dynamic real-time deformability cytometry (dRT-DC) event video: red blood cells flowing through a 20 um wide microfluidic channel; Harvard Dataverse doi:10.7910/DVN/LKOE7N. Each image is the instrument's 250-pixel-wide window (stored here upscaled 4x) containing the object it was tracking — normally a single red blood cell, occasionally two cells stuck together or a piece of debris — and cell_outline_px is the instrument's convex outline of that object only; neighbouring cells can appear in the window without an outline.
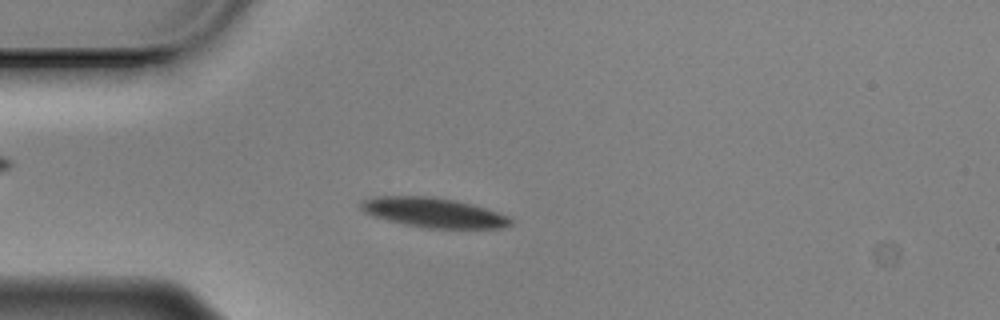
{"species": "Egyptian fruit bat (a non-hibernating species)", "species_latin": "Rousettus aegyptiacus", "temperature_condition": "cold", "stored_images_in_passage": 56, "camera_frame_rate_fps": 3000, "um_per_image_px": 0.085, "animal": {"sex": "male"}, "frame": {"image": 1, "passage_image": 13, "time_ms": 4.0, "image_size_px": [1000, 320], "cell_outline_px": [[512, 224], [500, 228], [424, 228], [404, 224], [372, 216], [364, 212], [360, 208], [360, 204], [364, 200], [376, 196], [432, 196], [456, 200], [472, 204], [508, 216], [512, 220]], "centroid_in_image_um": [36.83, 18.07], "position_along_channel_um": 48.2, "area_um2": 25.84}}
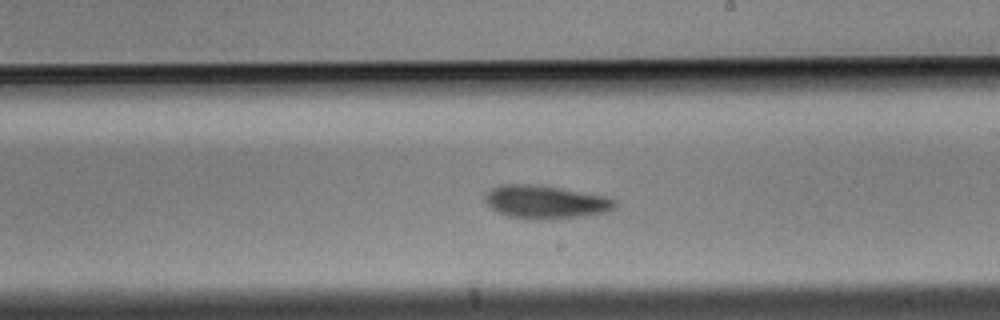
{"frame": {"image": 2, "passage_image": 31, "time_ms": 10.0, "image_size_px": [1000, 320], "cell_outline_px": [[616, 208], [608, 212], [580, 216], [544, 220], [532, 220], [508, 216], [496, 212], [484, 200], [484, 196], [492, 188], [504, 184], [532, 184], [560, 188], [608, 196], [616, 200]], "centroid_in_image_um": [46.39, 17.18], "position_along_channel_um": 242.6, "area_um2": 25.32}}
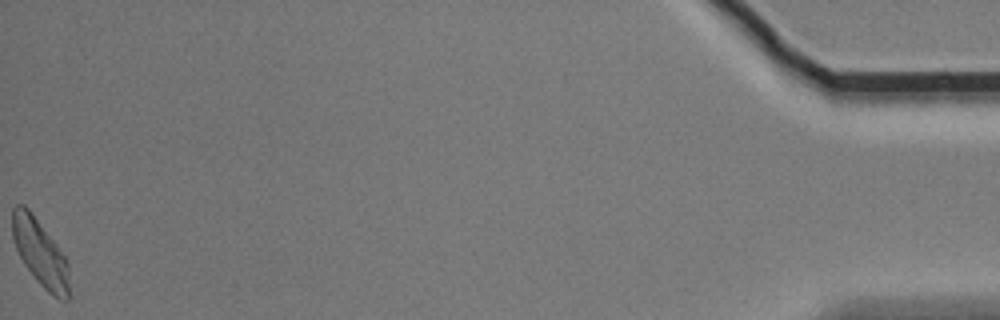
{"frame": {"image": 3, "passage_image": 56, "time_ms": 18.333, "image_size_px": [1000, 320], "cell_outline_px": [[68, 300], [60, 300], [52, 296], [40, 284], [24, 264], [16, 248], [12, 236], [12, 208], [16, 204], [24, 204], [28, 208], [56, 244], [64, 256], [68, 264]], "centroid_in_image_um": [3.39, 21.48], "position_along_channel_um": 431.8, "area_um2": 21.79}, "authors_computed_cell_mechanics": {"area_um2": 24.2471, "velocity_mm_per_s": 3.4588, "shape_relaxation_time_tau1_ms": 3.1398, "shape_relaxation_time_tau2_ms": 7.5433, "deformation_change_tau1": 0.0971, "deformation_change_tau2": 0.1414}}